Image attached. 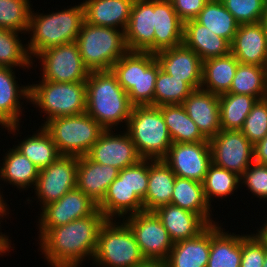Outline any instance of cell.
I'll use <instances>...</instances> for the list:
<instances>
[{
	"label": "cell",
	"mask_w": 267,
	"mask_h": 267,
	"mask_svg": "<svg viewBox=\"0 0 267 267\" xmlns=\"http://www.w3.org/2000/svg\"><path fill=\"white\" fill-rule=\"evenodd\" d=\"M107 218L97 209L88 217L49 229L40 239L39 248L50 267H80L93 260L98 236Z\"/></svg>",
	"instance_id": "obj_1"
},
{
	"label": "cell",
	"mask_w": 267,
	"mask_h": 267,
	"mask_svg": "<svg viewBox=\"0 0 267 267\" xmlns=\"http://www.w3.org/2000/svg\"><path fill=\"white\" fill-rule=\"evenodd\" d=\"M85 82L86 113L105 130L126 129L133 106L112 70L90 71Z\"/></svg>",
	"instance_id": "obj_2"
},
{
	"label": "cell",
	"mask_w": 267,
	"mask_h": 267,
	"mask_svg": "<svg viewBox=\"0 0 267 267\" xmlns=\"http://www.w3.org/2000/svg\"><path fill=\"white\" fill-rule=\"evenodd\" d=\"M84 7L81 2L48 14L30 13L27 50L35 63L34 58L42 51L66 43L75 42L84 22Z\"/></svg>",
	"instance_id": "obj_3"
},
{
	"label": "cell",
	"mask_w": 267,
	"mask_h": 267,
	"mask_svg": "<svg viewBox=\"0 0 267 267\" xmlns=\"http://www.w3.org/2000/svg\"><path fill=\"white\" fill-rule=\"evenodd\" d=\"M160 66L154 53L127 51L111 68L132 106L153 105Z\"/></svg>",
	"instance_id": "obj_4"
},
{
	"label": "cell",
	"mask_w": 267,
	"mask_h": 267,
	"mask_svg": "<svg viewBox=\"0 0 267 267\" xmlns=\"http://www.w3.org/2000/svg\"><path fill=\"white\" fill-rule=\"evenodd\" d=\"M30 84L29 102L44 112V123L56 117L86 112V82H52L39 80Z\"/></svg>",
	"instance_id": "obj_5"
},
{
	"label": "cell",
	"mask_w": 267,
	"mask_h": 267,
	"mask_svg": "<svg viewBox=\"0 0 267 267\" xmlns=\"http://www.w3.org/2000/svg\"><path fill=\"white\" fill-rule=\"evenodd\" d=\"M124 130L142 159H163L173 143L158 106H133Z\"/></svg>",
	"instance_id": "obj_6"
},
{
	"label": "cell",
	"mask_w": 267,
	"mask_h": 267,
	"mask_svg": "<svg viewBox=\"0 0 267 267\" xmlns=\"http://www.w3.org/2000/svg\"><path fill=\"white\" fill-rule=\"evenodd\" d=\"M76 42L83 63L89 71L111 70L128 51L124 31L96 26L85 20Z\"/></svg>",
	"instance_id": "obj_7"
},
{
	"label": "cell",
	"mask_w": 267,
	"mask_h": 267,
	"mask_svg": "<svg viewBox=\"0 0 267 267\" xmlns=\"http://www.w3.org/2000/svg\"><path fill=\"white\" fill-rule=\"evenodd\" d=\"M145 260L127 224L120 219H107L100 229L92 264L96 267H136Z\"/></svg>",
	"instance_id": "obj_8"
},
{
	"label": "cell",
	"mask_w": 267,
	"mask_h": 267,
	"mask_svg": "<svg viewBox=\"0 0 267 267\" xmlns=\"http://www.w3.org/2000/svg\"><path fill=\"white\" fill-rule=\"evenodd\" d=\"M44 129L51 135L61 155L84 156L105 130L86 112L48 120Z\"/></svg>",
	"instance_id": "obj_9"
},
{
	"label": "cell",
	"mask_w": 267,
	"mask_h": 267,
	"mask_svg": "<svg viewBox=\"0 0 267 267\" xmlns=\"http://www.w3.org/2000/svg\"><path fill=\"white\" fill-rule=\"evenodd\" d=\"M35 59L41 65L40 75L45 81L85 82L90 73L83 63L76 41L48 48Z\"/></svg>",
	"instance_id": "obj_10"
},
{
	"label": "cell",
	"mask_w": 267,
	"mask_h": 267,
	"mask_svg": "<svg viewBox=\"0 0 267 267\" xmlns=\"http://www.w3.org/2000/svg\"><path fill=\"white\" fill-rule=\"evenodd\" d=\"M132 231L146 260L165 261L174 243L154 212L142 211L122 219Z\"/></svg>",
	"instance_id": "obj_11"
},
{
	"label": "cell",
	"mask_w": 267,
	"mask_h": 267,
	"mask_svg": "<svg viewBox=\"0 0 267 267\" xmlns=\"http://www.w3.org/2000/svg\"><path fill=\"white\" fill-rule=\"evenodd\" d=\"M78 156L60 155L53 163L39 170L34 186L37 203L44 207L61 199L76 188ZM39 200V201H38Z\"/></svg>",
	"instance_id": "obj_12"
},
{
	"label": "cell",
	"mask_w": 267,
	"mask_h": 267,
	"mask_svg": "<svg viewBox=\"0 0 267 267\" xmlns=\"http://www.w3.org/2000/svg\"><path fill=\"white\" fill-rule=\"evenodd\" d=\"M209 141L212 163L240 177L254 162L253 144L240 130H221Z\"/></svg>",
	"instance_id": "obj_13"
},
{
	"label": "cell",
	"mask_w": 267,
	"mask_h": 267,
	"mask_svg": "<svg viewBox=\"0 0 267 267\" xmlns=\"http://www.w3.org/2000/svg\"><path fill=\"white\" fill-rule=\"evenodd\" d=\"M38 218L40 239L49 229L59 227L73 220L88 217L98 209V204L77 187L66 193L61 199L40 208Z\"/></svg>",
	"instance_id": "obj_14"
},
{
	"label": "cell",
	"mask_w": 267,
	"mask_h": 267,
	"mask_svg": "<svg viewBox=\"0 0 267 267\" xmlns=\"http://www.w3.org/2000/svg\"><path fill=\"white\" fill-rule=\"evenodd\" d=\"M163 161L176 176L203 183L212 164L209 141L172 143Z\"/></svg>",
	"instance_id": "obj_15"
},
{
	"label": "cell",
	"mask_w": 267,
	"mask_h": 267,
	"mask_svg": "<svg viewBox=\"0 0 267 267\" xmlns=\"http://www.w3.org/2000/svg\"><path fill=\"white\" fill-rule=\"evenodd\" d=\"M115 131L104 130L87 156L98 164L110 165L121 171L137 164L142 158L129 133L126 130L118 132L120 134L114 133Z\"/></svg>",
	"instance_id": "obj_16"
},
{
	"label": "cell",
	"mask_w": 267,
	"mask_h": 267,
	"mask_svg": "<svg viewBox=\"0 0 267 267\" xmlns=\"http://www.w3.org/2000/svg\"><path fill=\"white\" fill-rule=\"evenodd\" d=\"M15 73V68L0 66V128H5L13 136L18 134L24 115L20 100L30 103V86H20Z\"/></svg>",
	"instance_id": "obj_17"
},
{
	"label": "cell",
	"mask_w": 267,
	"mask_h": 267,
	"mask_svg": "<svg viewBox=\"0 0 267 267\" xmlns=\"http://www.w3.org/2000/svg\"><path fill=\"white\" fill-rule=\"evenodd\" d=\"M160 69L185 81L193 90L201 88L202 60L184 43L154 53Z\"/></svg>",
	"instance_id": "obj_18"
},
{
	"label": "cell",
	"mask_w": 267,
	"mask_h": 267,
	"mask_svg": "<svg viewBox=\"0 0 267 267\" xmlns=\"http://www.w3.org/2000/svg\"><path fill=\"white\" fill-rule=\"evenodd\" d=\"M154 0H134L124 32L128 51L154 53Z\"/></svg>",
	"instance_id": "obj_19"
},
{
	"label": "cell",
	"mask_w": 267,
	"mask_h": 267,
	"mask_svg": "<svg viewBox=\"0 0 267 267\" xmlns=\"http://www.w3.org/2000/svg\"><path fill=\"white\" fill-rule=\"evenodd\" d=\"M181 105L207 140L221 131L219 95L200 88L194 90Z\"/></svg>",
	"instance_id": "obj_20"
},
{
	"label": "cell",
	"mask_w": 267,
	"mask_h": 267,
	"mask_svg": "<svg viewBox=\"0 0 267 267\" xmlns=\"http://www.w3.org/2000/svg\"><path fill=\"white\" fill-rule=\"evenodd\" d=\"M230 52L239 63L267 67V34L263 24L239 25Z\"/></svg>",
	"instance_id": "obj_21"
},
{
	"label": "cell",
	"mask_w": 267,
	"mask_h": 267,
	"mask_svg": "<svg viewBox=\"0 0 267 267\" xmlns=\"http://www.w3.org/2000/svg\"><path fill=\"white\" fill-rule=\"evenodd\" d=\"M98 209L107 219L123 218L144 211L143 201L131 191L127 184V167L119 172L118 177L110 184Z\"/></svg>",
	"instance_id": "obj_22"
},
{
	"label": "cell",
	"mask_w": 267,
	"mask_h": 267,
	"mask_svg": "<svg viewBox=\"0 0 267 267\" xmlns=\"http://www.w3.org/2000/svg\"><path fill=\"white\" fill-rule=\"evenodd\" d=\"M119 172L115 167L92 161L87 155L78 156L76 187L99 204Z\"/></svg>",
	"instance_id": "obj_23"
},
{
	"label": "cell",
	"mask_w": 267,
	"mask_h": 267,
	"mask_svg": "<svg viewBox=\"0 0 267 267\" xmlns=\"http://www.w3.org/2000/svg\"><path fill=\"white\" fill-rule=\"evenodd\" d=\"M82 3L87 23L125 32L134 0H83Z\"/></svg>",
	"instance_id": "obj_24"
},
{
	"label": "cell",
	"mask_w": 267,
	"mask_h": 267,
	"mask_svg": "<svg viewBox=\"0 0 267 267\" xmlns=\"http://www.w3.org/2000/svg\"><path fill=\"white\" fill-rule=\"evenodd\" d=\"M166 228L173 243L196 237L208 224L196 213L173 204L153 211Z\"/></svg>",
	"instance_id": "obj_25"
},
{
	"label": "cell",
	"mask_w": 267,
	"mask_h": 267,
	"mask_svg": "<svg viewBox=\"0 0 267 267\" xmlns=\"http://www.w3.org/2000/svg\"><path fill=\"white\" fill-rule=\"evenodd\" d=\"M154 53L183 43L184 23L170 0H154Z\"/></svg>",
	"instance_id": "obj_26"
},
{
	"label": "cell",
	"mask_w": 267,
	"mask_h": 267,
	"mask_svg": "<svg viewBox=\"0 0 267 267\" xmlns=\"http://www.w3.org/2000/svg\"><path fill=\"white\" fill-rule=\"evenodd\" d=\"M176 175L163 159H148V189L143 200L144 211L153 212L171 204Z\"/></svg>",
	"instance_id": "obj_27"
},
{
	"label": "cell",
	"mask_w": 267,
	"mask_h": 267,
	"mask_svg": "<svg viewBox=\"0 0 267 267\" xmlns=\"http://www.w3.org/2000/svg\"><path fill=\"white\" fill-rule=\"evenodd\" d=\"M221 225L210 224V255L207 267H240L242 233L225 231Z\"/></svg>",
	"instance_id": "obj_28"
},
{
	"label": "cell",
	"mask_w": 267,
	"mask_h": 267,
	"mask_svg": "<svg viewBox=\"0 0 267 267\" xmlns=\"http://www.w3.org/2000/svg\"><path fill=\"white\" fill-rule=\"evenodd\" d=\"M210 255V225L196 237L175 242L167 259L168 267H207Z\"/></svg>",
	"instance_id": "obj_29"
},
{
	"label": "cell",
	"mask_w": 267,
	"mask_h": 267,
	"mask_svg": "<svg viewBox=\"0 0 267 267\" xmlns=\"http://www.w3.org/2000/svg\"><path fill=\"white\" fill-rule=\"evenodd\" d=\"M183 43L195 51L202 61L230 53V43L226 39L195 20L184 23Z\"/></svg>",
	"instance_id": "obj_30"
},
{
	"label": "cell",
	"mask_w": 267,
	"mask_h": 267,
	"mask_svg": "<svg viewBox=\"0 0 267 267\" xmlns=\"http://www.w3.org/2000/svg\"><path fill=\"white\" fill-rule=\"evenodd\" d=\"M239 61L230 52L226 56L202 62L201 89L220 95L230 90Z\"/></svg>",
	"instance_id": "obj_31"
},
{
	"label": "cell",
	"mask_w": 267,
	"mask_h": 267,
	"mask_svg": "<svg viewBox=\"0 0 267 267\" xmlns=\"http://www.w3.org/2000/svg\"><path fill=\"white\" fill-rule=\"evenodd\" d=\"M171 204L198 214L208 225L216 223L212 220L214 207L204 196L203 183L176 176Z\"/></svg>",
	"instance_id": "obj_32"
},
{
	"label": "cell",
	"mask_w": 267,
	"mask_h": 267,
	"mask_svg": "<svg viewBox=\"0 0 267 267\" xmlns=\"http://www.w3.org/2000/svg\"><path fill=\"white\" fill-rule=\"evenodd\" d=\"M2 160L3 162L0 163L2 181L17 187L21 192L22 190H28V188H34L39 169L29 158L24 156L13 145L12 148L7 150Z\"/></svg>",
	"instance_id": "obj_33"
},
{
	"label": "cell",
	"mask_w": 267,
	"mask_h": 267,
	"mask_svg": "<svg viewBox=\"0 0 267 267\" xmlns=\"http://www.w3.org/2000/svg\"><path fill=\"white\" fill-rule=\"evenodd\" d=\"M158 108L163 115L173 143L208 141L181 104L161 105Z\"/></svg>",
	"instance_id": "obj_34"
},
{
	"label": "cell",
	"mask_w": 267,
	"mask_h": 267,
	"mask_svg": "<svg viewBox=\"0 0 267 267\" xmlns=\"http://www.w3.org/2000/svg\"><path fill=\"white\" fill-rule=\"evenodd\" d=\"M39 169H44L53 163L61 154L58 152L51 135L39 126L32 136L27 135L22 141L14 146Z\"/></svg>",
	"instance_id": "obj_35"
},
{
	"label": "cell",
	"mask_w": 267,
	"mask_h": 267,
	"mask_svg": "<svg viewBox=\"0 0 267 267\" xmlns=\"http://www.w3.org/2000/svg\"><path fill=\"white\" fill-rule=\"evenodd\" d=\"M194 20L230 44L240 25L221 0H209Z\"/></svg>",
	"instance_id": "obj_36"
},
{
	"label": "cell",
	"mask_w": 267,
	"mask_h": 267,
	"mask_svg": "<svg viewBox=\"0 0 267 267\" xmlns=\"http://www.w3.org/2000/svg\"><path fill=\"white\" fill-rule=\"evenodd\" d=\"M257 98L235 93L219 95L221 130H241Z\"/></svg>",
	"instance_id": "obj_37"
},
{
	"label": "cell",
	"mask_w": 267,
	"mask_h": 267,
	"mask_svg": "<svg viewBox=\"0 0 267 267\" xmlns=\"http://www.w3.org/2000/svg\"><path fill=\"white\" fill-rule=\"evenodd\" d=\"M227 93L250 95L258 100L267 98V67L239 63Z\"/></svg>",
	"instance_id": "obj_38"
},
{
	"label": "cell",
	"mask_w": 267,
	"mask_h": 267,
	"mask_svg": "<svg viewBox=\"0 0 267 267\" xmlns=\"http://www.w3.org/2000/svg\"><path fill=\"white\" fill-rule=\"evenodd\" d=\"M240 186L241 177L238 174L217 167L212 163L203 181L204 196L212 207L211 202L215 200L214 197L223 200L228 195H234V191L237 192V189L241 188Z\"/></svg>",
	"instance_id": "obj_39"
},
{
	"label": "cell",
	"mask_w": 267,
	"mask_h": 267,
	"mask_svg": "<svg viewBox=\"0 0 267 267\" xmlns=\"http://www.w3.org/2000/svg\"><path fill=\"white\" fill-rule=\"evenodd\" d=\"M19 32L0 28V66L26 69L32 68L33 60L29 56L27 43L22 44Z\"/></svg>",
	"instance_id": "obj_40"
},
{
	"label": "cell",
	"mask_w": 267,
	"mask_h": 267,
	"mask_svg": "<svg viewBox=\"0 0 267 267\" xmlns=\"http://www.w3.org/2000/svg\"><path fill=\"white\" fill-rule=\"evenodd\" d=\"M193 91L185 81L174 78L159 69L155 82L153 106L182 104Z\"/></svg>",
	"instance_id": "obj_41"
},
{
	"label": "cell",
	"mask_w": 267,
	"mask_h": 267,
	"mask_svg": "<svg viewBox=\"0 0 267 267\" xmlns=\"http://www.w3.org/2000/svg\"><path fill=\"white\" fill-rule=\"evenodd\" d=\"M30 0H0V28L27 35L32 4Z\"/></svg>",
	"instance_id": "obj_42"
},
{
	"label": "cell",
	"mask_w": 267,
	"mask_h": 267,
	"mask_svg": "<svg viewBox=\"0 0 267 267\" xmlns=\"http://www.w3.org/2000/svg\"><path fill=\"white\" fill-rule=\"evenodd\" d=\"M226 9L241 24L259 23L265 12L267 0H221Z\"/></svg>",
	"instance_id": "obj_43"
},
{
	"label": "cell",
	"mask_w": 267,
	"mask_h": 267,
	"mask_svg": "<svg viewBox=\"0 0 267 267\" xmlns=\"http://www.w3.org/2000/svg\"><path fill=\"white\" fill-rule=\"evenodd\" d=\"M240 131L253 145L267 135V98L257 100Z\"/></svg>",
	"instance_id": "obj_44"
},
{
	"label": "cell",
	"mask_w": 267,
	"mask_h": 267,
	"mask_svg": "<svg viewBox=\"0 0 267 267\" xmlns=\"http://www.w3.org/2000/svg\"><path fill=\"white\" fill-rule=\"evenodd\" d=\"M252 233L247 235L242 234L240 267H263L267 255V248L256 232Z\"/></svg>",
	"instance_id": "obj_45"
},
{
	"label": "cell",
	"mask_w": 267,
	"mask_h": 267,
	"mask_svg": "<svg viewBox=\"0 0 267 267\" xmlns=\"http://www.w3.org/2000/svg\"><path fill=\"white\" fill-rule=\"evenodd\" d=\"M243 185L253 197L267 201V165L253 162L241 176V187Z\"/></svg>",
	"instance_id": "obj_46"
},
{
	"label": "cell",
	"mask_w": 267,
	"mask_h": 267,
	"mask_svg": "<svg viewBox=\"0 0 267 267\" xmlns=\"http://www.w3.org/2000/svg\"><path fill=\"white\" fill-rule=\"evenodd\" d=\"M127 184L143 201L148 189V159H141L137 164L127 167Z\"/></svg>",
	"instance_id": "obj_47"
},
{
	"label": "cell",
	"mask_w": 267,
	"mask_h": 267,
	"mask_svg": "<svg viewBox=\"0 0 267 267\" xmlns=\"http://www.w3.org/2000/svg\"><path fill=\"white\" fill-rule=\"evenodd\" d=\"M179 19L185 23L194 20L209 0H170Z\"/></svg>",
	"instance_id": "obj_48"
},
{
	"label": "cell",
	"mask_w": 267,
	"mask_h": 267,
	"mask_svg": "<svg viewBox=\"0 0 267 267\" xmlns=\"http://www.w3.org/2000/svg\"><path fill=\"white\" fill-rule=\"evenodd\" d=\"M9 210H10V207L0 208V219L2 218L3 220V218H6L5 216L8 217L10 214ZM2 220H0V224L1 222H3ZM11 245L13 244L11 243V239L9 238V235H5V233L3 234V232L0 231V255L3 256V255H6L7 253H10L11 251L10 248H12V250L14 249L13 247H11Z\"/></svg>",
	"instance_id": "obj_49"
},
{
	"label": "cell",
	"mask_w": 267,
	"mask_h": 267,
	"mask_svg": "<svg viewBox=\"0 0 267 267\" xmlns=\"http://www.w3.org/2000/svg\"><path fill=\"white\" fill-rule=\"evenodd\" d=\"M253 160L256 163L267 165V135L253 145Z\"/></svg>",
	"instance_id": "obj_50"
},
{
	"label": "cell",
	"mask_w": 267,
	"mask_h": 267,
	"mask_svg": "<svg viewBox=\"0 0 267 267\" xmlns=\"http://www.w3.org/2000/svg\"><path fill=\"white\" fill-rule=\"evenodd\" d=\"M136 267H168L166 261L163 260H145Z\"/></svg>",
	"instance_id": "obj_51"
},
{
	"label": "cell",
	"mask_w": 267,
	"mask_h": 267,
	"mask_svg": "<svg viewBox=\"0 0 267 267\" xmlns=\"http://www.w3.org/2000/svg\"><path fill=\"white\" fill-rule=\"evenodd\" d=\"M266 222H263V224L261 226H259V228H257L256 230V234L261 238V240L265 243L266 248H267V219L264 220Z\"/></svg>",
	"instance_id": "obj_52"
},
{
	"label": "cell",
	"mask_w": 267,
	"mask_h": 267,
	"mask_svg": "<svg viewBox=\"0 0 267 267\" xmlns=\"http://www.w3.org/2000/svg\"><path fill=\"white\" fill-rule=\"evenodd\" d=\"M1 180L2 178H1V172H0V182ZM3 197H4V194H3V191L1 193V186H0V208H8L9 204H7L6 200Z\"/></svg>",
	"instance_id": "obj_53"
},
{
	"label": "cell",
	"mask_w": 267,
	"mask_h": 267,
	"mask_svg": "<svg viewBox=\"0 0 267 267\" xmlns=\"http://www.w3.org/2000/svg\"><path fill=\"white\" fill-rule=\"evenodd\" d=\"M261 23L263 24L265 32L267 34V2H266L265 12H264V15L262 17Z\"/></svg>",
	"instance_id": "obj_54"
},
{
	"label": "cell",
	"mask_w": 267,
	"mask_h": 267,
	"mask_svg": "<svg viewBox=\"0 0 267 267\" xmlns=\"http://www.w3.org/2000/svg\"><path fill=\"white\" fill-rule=\"evenodd\" d=\"M263 267H267V255H266V258H265V260H264Z\"/></svg>",
	"instance_id": "obj_55"
}]
</instances>
